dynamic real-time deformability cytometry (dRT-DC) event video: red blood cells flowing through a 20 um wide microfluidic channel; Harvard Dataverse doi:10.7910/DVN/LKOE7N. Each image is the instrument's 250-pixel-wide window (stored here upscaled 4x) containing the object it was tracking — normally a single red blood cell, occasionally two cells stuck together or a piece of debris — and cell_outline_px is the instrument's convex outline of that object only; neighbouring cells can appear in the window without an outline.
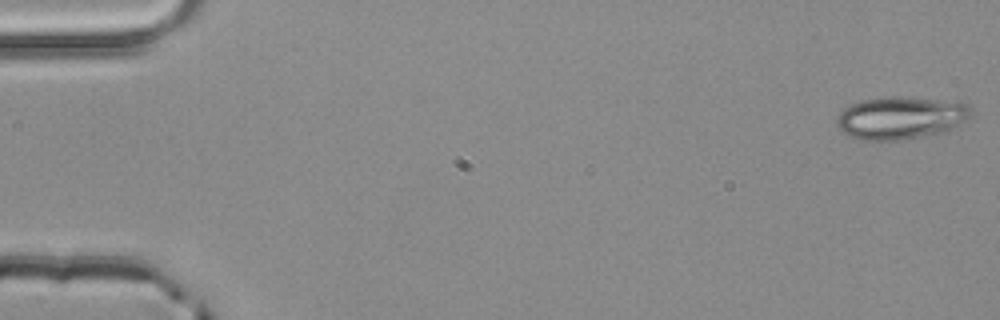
{"species": "common noctule bat (a hibernating species)", "species_latin": "Nyctalus noctula", "temperature_condition": "room temperature", "stored_images_in_passage": 4, "camera_frame_rate_fps": 3000, "um_per_image_px": 0.085, "animal": {"sex": "male", "body_mass_g": 20.4}, "frame": {"image": 1, "passage_image": 1, "time_ms": 0.0, "image_size_px": [1000, 320], "cell_outline_px": [[972, 112], [964, 120], [952, 128], [940, 132], [900, 140], [860, 140], [844, 132], [836, 124], [836, 116], [844, 108], [852, 104], [864, 100], [892, 96], [960, 100], [968, 104], [972, 108]], "centroid_in_image_um": [76.58, 9.99], "position_along_channel_um": 8.4, "area_um2": 33.23}}